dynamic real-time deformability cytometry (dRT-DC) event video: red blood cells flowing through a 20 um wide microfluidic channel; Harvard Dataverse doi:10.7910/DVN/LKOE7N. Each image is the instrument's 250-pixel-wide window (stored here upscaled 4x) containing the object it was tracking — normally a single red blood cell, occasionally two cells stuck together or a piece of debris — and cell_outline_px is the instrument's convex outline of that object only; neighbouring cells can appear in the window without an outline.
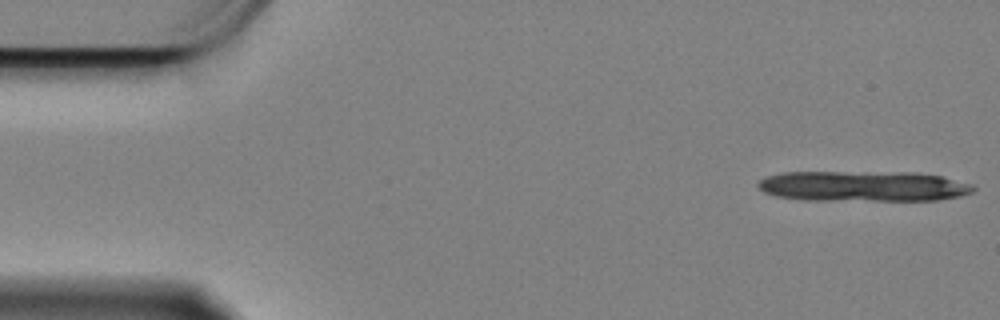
{"species": "Egyptian fruit bat (a non-hibernating species)", "species_latin": "Rousettus aegyptiacus", "temperature_condition": "cold", "stored_images_in_passage": 11, "camera_frame_rate_fps": 3000, "um_per_image_px": 0.085, "animal": {"sex": "female"}, "frame": {"image": 1, "passage_image": 1, "time_ms": 0.0, "image_size_px": [1000, 320], "cell_outline_px": [[976, 188], [972, 192], [960, 196], [936, 200], [808, 200], [776, 196], [764, 192], [756, 184], [760, 180], [768, 176], [780, 172], [916, 172], [940, 176], [972, 184]], "centroid_in_image_um": [73.37, 15.82], "position_along_channel_um": 11.6, "area_um2": 38.26}}